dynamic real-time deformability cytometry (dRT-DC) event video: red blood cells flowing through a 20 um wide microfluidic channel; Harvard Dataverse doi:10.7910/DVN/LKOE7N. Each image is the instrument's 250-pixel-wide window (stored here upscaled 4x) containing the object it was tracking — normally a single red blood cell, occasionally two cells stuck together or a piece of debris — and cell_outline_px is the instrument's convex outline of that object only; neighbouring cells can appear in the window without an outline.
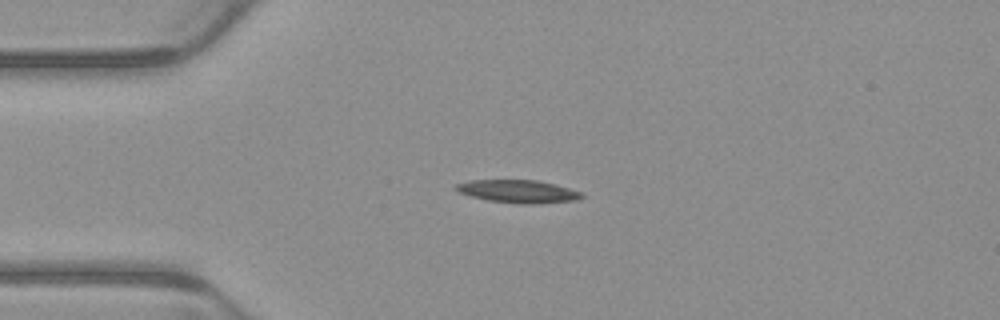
{"species": "common noctule bat (a hibernating species)", "species_latin": "Nyctalus noctula", "temperature_condition": "warm", "stored_images_in_passage": 3, "camera_frame_rate_fps": 3000, "um_per_image_px": 0.085, "animal": {"sex": "male", "body_mass_g": 23.1, "forearm_length_mm": 52.7}, "frame": {"image": 1, "passage_image": 2, "time_ms": 0.333, "image_size_px": [1000, 320], "cell_outline_px": [[584, 196], [576, 200], [528, 204], [488, 200], [472, 196], [460, 192], [452, 188], [456, 184], [472, 180], [536, 180], [556, 184], [580, 192]], "centroid_in_image_um": [44.02, 16.25], "position_along_channel_um": 41.0, "area_um2": 16.42}}